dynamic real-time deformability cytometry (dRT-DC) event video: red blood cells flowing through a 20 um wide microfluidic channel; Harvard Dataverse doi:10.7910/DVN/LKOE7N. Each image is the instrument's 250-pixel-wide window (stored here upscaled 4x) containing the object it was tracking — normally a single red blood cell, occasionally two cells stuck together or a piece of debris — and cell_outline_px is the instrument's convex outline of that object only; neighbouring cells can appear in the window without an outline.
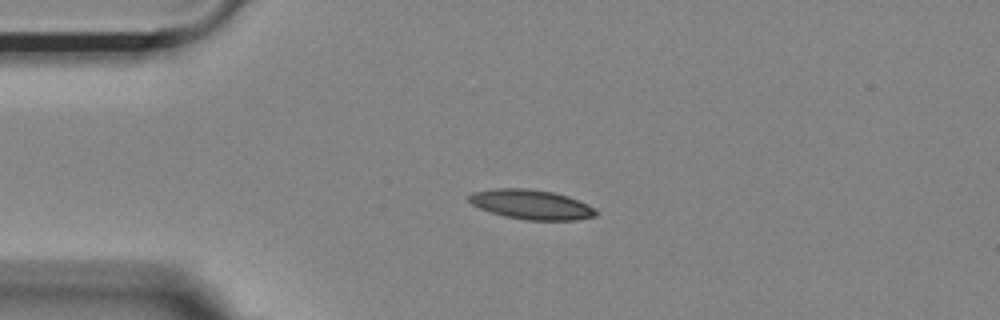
{"species": "Egyptian fruit bat (a non-hibernating species)", "species_latin": "Rousettus aegyptiacus", "temperature_condition": "room temperature", "stored_images_in_passage": 43, "camera_frame_rate_fps": 3000, "um_per_image_px": 0.085, "animal": {"sex": "female"}, "frame": {"image": 1, "passage_image": 1, "time_ms": 0.0, "image_size_px": [1000, 320], "cell_outline_px": [[600, 212], [596, 216], [576, 220], [528, 220], [504, 216], [480, 208], [472, 204], [468, 200], [468, 196], [472, 192], [496, 188], [528, 188], [552, 192], [568, 196], [588, 204], [596, 208]], "centroid_in_image_um": [45.2, 17.38], "position_along_channel_um": 39.8, "area_um2": 22.02}}
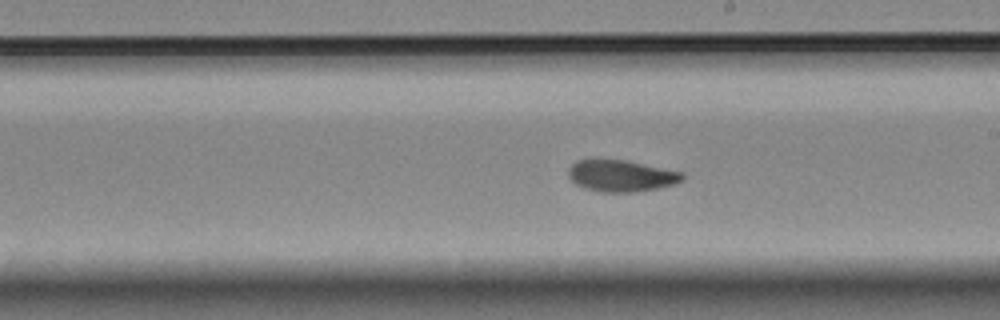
{"frame": {"image": 2, "passage_image": 19, "time_ms": 6.0, "image_size_px": [1000, 320], "cell_outline_px": [[684, 180], [676, 184], [660, 188], [636, 192], [600, 192], [584, 188], [576, 184], [568, 176], [568, 168], [576, 160], [628, 160], [684, 172]], "centroid_in_image_um": [52.85, 14.95], "position_along_channel_um": 236.2, "area_um2": 21.27}}
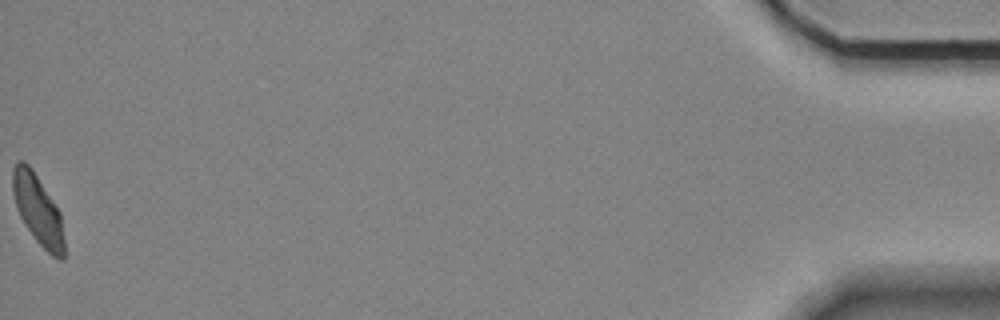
{"frame": {"image": 3, "passage_image": 43, "time_ms": 14.0, "image_size_px": [1000, 320], "cell_outline_px": [[64, 260], [60, 260], [52, 256], [36, 240], [24, 224], [16, 208], [12, 192], [12, 168], [16, 160], [24, 160], [32, 168], [60, 212], [64, 240]], "centroid_in_image_um": [3.19, 17.8], "position_along_channel_um": 432.0, "area_um2": 21.04}, "authors_computed_cell_mechanics": {"area_um2": 21.2126, "velocity_mm_per_s": 3.6779, "shape_relaxation_time_tau1_ms": 6.8997, "shape_relaxation_time_tau2_ms": 2.5876, "deformation_change_tau1": 0.1629, "deformation_change_tau2": 0.0837}}